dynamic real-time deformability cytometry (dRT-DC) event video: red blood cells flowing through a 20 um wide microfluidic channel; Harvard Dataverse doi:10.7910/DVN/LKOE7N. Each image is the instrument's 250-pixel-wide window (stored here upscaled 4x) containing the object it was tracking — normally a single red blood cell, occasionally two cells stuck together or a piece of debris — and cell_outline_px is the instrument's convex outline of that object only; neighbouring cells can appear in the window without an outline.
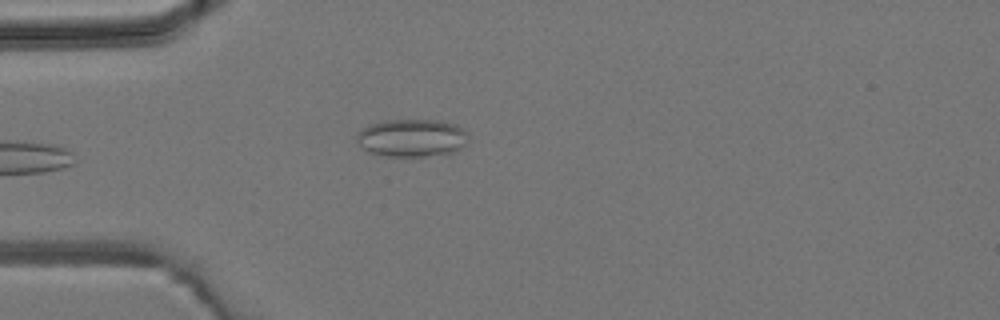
{"species": "common noctule bat (a hibernating species)", "species_latin": "Nyctalus noctula", "temperature_condition": "room temperature", "stored_images_in_passage": 5, "camera_frame_rate_fps": 3000, "um_per_image_px": 0.085, "animal": {"sex": "male", "body_mass_g": 19.2, "forearm_length_mm": 51.8}, "frame": {"image": 1, "passage_image": 5, "time_ms": 5.0, "image_size_px": [1000, 320], "cell_outline_px": [[468, 144], [456, 152], [448, 156], [388, 156], [368, 152], [356, 140], [356, 132], [368, 124], [384, 120], [440, 120], [456, 124], [468, 132]], "centroid_in_image_um": [35.07, 11.73], "position_along_channel_um": 49.9, "area_um2": 25.32}}